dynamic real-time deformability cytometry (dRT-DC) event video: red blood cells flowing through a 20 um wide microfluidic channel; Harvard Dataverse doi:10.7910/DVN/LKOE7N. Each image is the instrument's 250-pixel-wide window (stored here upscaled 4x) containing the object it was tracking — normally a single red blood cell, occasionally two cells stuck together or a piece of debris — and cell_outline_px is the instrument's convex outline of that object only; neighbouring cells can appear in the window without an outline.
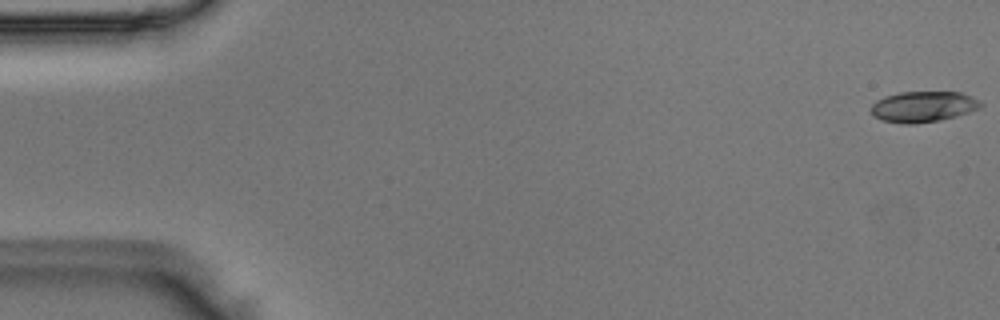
{"species": "Egyptian fruit bat (a non-hibernating species)", "species_latin": "Rousettus aegyptiacus", "temperature_condition": "room temperature", "stored_images_in_passage": 51, "camera_frame_rate_fps": 3000, "um_per_image_px": 0.085, "animal": {"sex": "male"}, "frame": {"image": 1, "passage_image": 1, "time_ms": 0.0, "image_size_px": [1000, 320], "cell_outline_px": [[984, 104], [980, 108], [956, 116], [940, 120], [912, 124], [904, 124], [880, 120], [872, 112], [872, 104], [876, 100], [884, 96], [900, 92], [960, 92], [980, 100]], "centroid_in_image_um": [78.48, 9.06], "position_along_channel_um": 6.5, "area_um2": 19.65}}
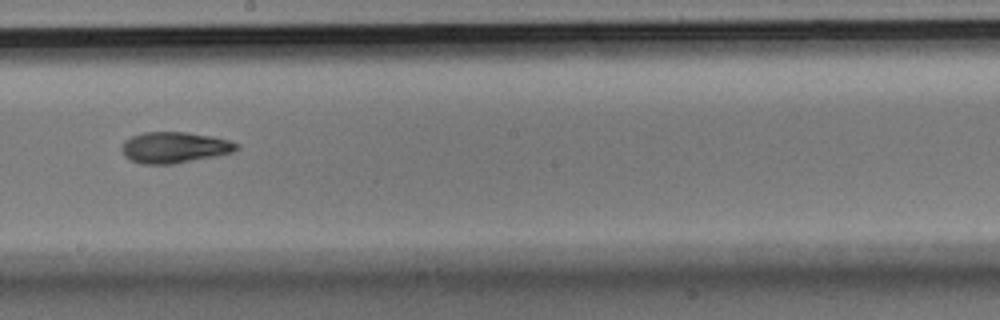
{"frame": {"image": 2, "passage_image": 29, "time_ms": 9.333, "image_size_px": [1000, 320], "cell_outline_px": [[240, 148], [232, 152], [216, 156], [172, 164], [140, 164], [124, 156], [120, 148], [124, 140], [132, 136], [144, 132], [184, 132], [212, 136], [228, 140], [240, 144]], "centroid_in_image_um": [14.81, 12.53], "position_along_channel_um": 233.4, "area_um2": 20.87}}
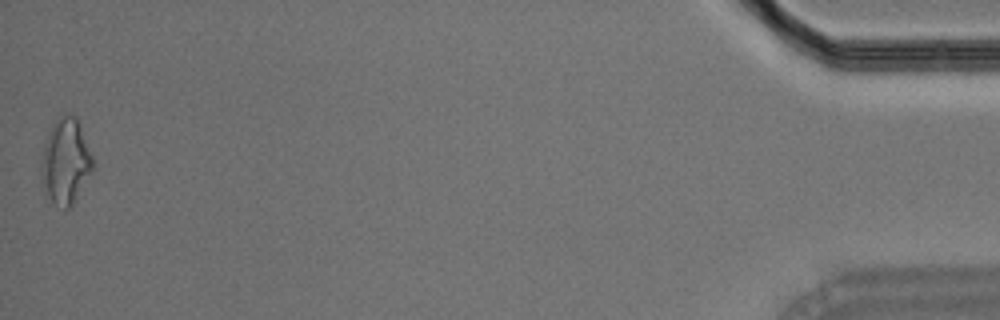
{"frame": {"image": 3, "passage_image": 51, "time_ms": 16.667, "image_size_px": [1000, 320], "cell_outline_px": [[92, 168], [76, 200], [68, 208], [64, 208], [56, 204], [44, 192], [40, 172], [40, 160], [44, 144], [52, 124], [60, 116], [76, 116], [80, 124], [92, 156]], "centroid_in_image_um": [5.54, 13.72], "position_along_channel_um": 429.7, "area_um2": 25.32}}